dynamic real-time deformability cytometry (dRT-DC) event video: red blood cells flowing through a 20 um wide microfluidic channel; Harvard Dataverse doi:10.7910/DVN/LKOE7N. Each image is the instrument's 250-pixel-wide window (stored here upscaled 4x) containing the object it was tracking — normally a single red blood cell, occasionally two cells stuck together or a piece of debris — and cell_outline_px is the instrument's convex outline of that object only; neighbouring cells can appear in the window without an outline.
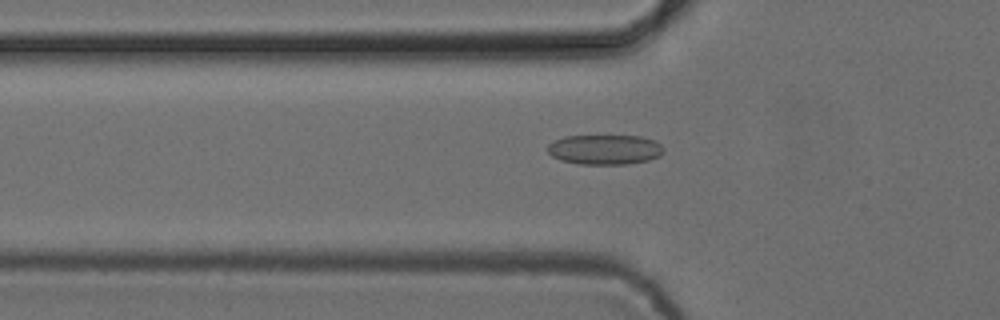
{"species": "common noctule bat (a hibernating species)", "species_latin": "Nyctalus noctula", "temperature_condition": "cold", "stored_images_in_passage": 50, "camera_frame_rate_fps": 3000, "um_per_image_px": 0.085, "animal": {"sex": "female", "body_mass_g": 24.6, "forearm_length_mm": 56.2}, "frame": {"image": 1, "passage_image": 15, "time_ms": 4.667, "image_size_px": [1000, 320], "cell_outline_px": [[664, 152], [660, 156], [648, 160], [628, 164], [580, 164], [560, 160], [552, 156], [548, 152], [548, 144], [564, 136], [640, 136], [656, 140], [664, 148]], "centroid_in_image_um": [51.43, 12.71], "position_along_channel_um": 74.4, "area_um2": 20.29}}
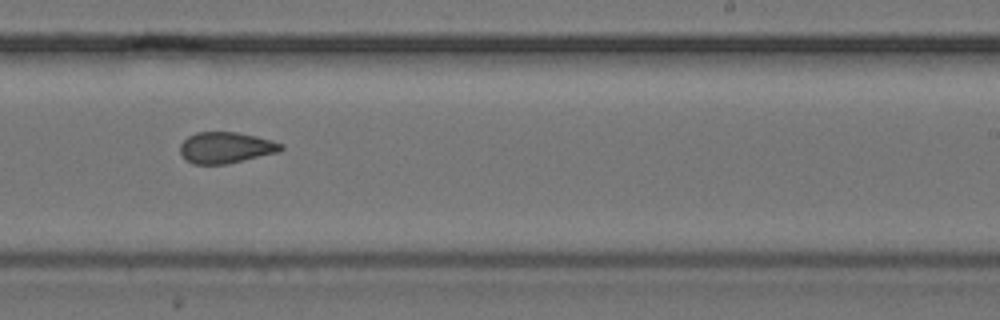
{"frame": {"image": 2, "passage_image": 30, "time_ms": 9.667, "image_size_px": [1000, 320], "cell_outline_px": [[284, 148], [280, 152], [224, 164], [192, 164], [180, 152], [180, 144], [188, 136], [196, 132], [236, 132], [256, 136], [272, 140], [284, 144]], "centroid_in_image_um": [19.22, 12.54], "position_along_channel_um": 269.8, "area_um2": 18.26}}
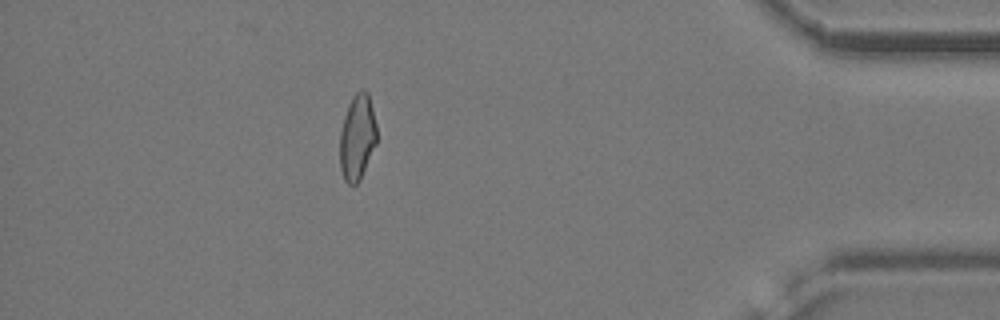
{"frame": {"image": 3, "passage_image": 44, "time_ms": 14.333, "image_size_px": [1000, 320], "cell_outline_px": [[376, 144], [360, 180], [356, 184], [348, 184], [344, 180], [340, 168], [340, 132], [344, 116], [348, 104], [352, 96], [360, 88], [364, 88], [368, 92], [376, 124]], "centroid_in_image_um": [30.36, 11.64], "position_along_channel_um": 404.8, "area_um2": 18.55}, "authors_computed_cell_mechanics": {"area_um2": 19.0162, "velocity_mm_per_s": 3.8903, "shape_relaxation_time_tau1_ms": 8.2322, "shape_relaxation_time_tau2_ms": 2.5588, "deformation_change_tau1": 0.1306, "deformation_change_tau2": 0.0938}}